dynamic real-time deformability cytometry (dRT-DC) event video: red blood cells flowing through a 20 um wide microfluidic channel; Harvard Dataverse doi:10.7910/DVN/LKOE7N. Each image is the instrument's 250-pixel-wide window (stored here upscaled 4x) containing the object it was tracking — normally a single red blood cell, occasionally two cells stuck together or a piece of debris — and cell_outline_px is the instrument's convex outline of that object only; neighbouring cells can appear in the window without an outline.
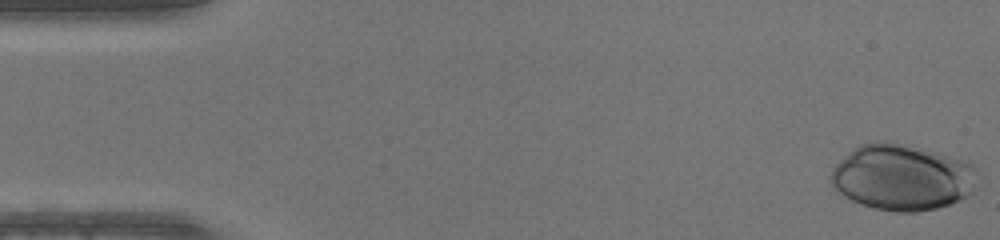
{"species": "human", "species_latin": "Homo sapiens", "temperature_condition": "warm", "stored_images_in_passage": 46, "camera_frame_rate_fps": 3000, "um_per_image_px": 0.085, "donor": {"sex": "male"}, "frame": {"image": 1, "passage_image": 1, "time_ms": 0.0, "image_size_px": [1000, 240], "cell_outline_px": [[984, 176], [968, 196], [960, 200], [936, 208], [916, 212], [896, 212], [876, 208], [860, 204], [844, 196], [832, 184], [832, 168], [852, 148], [860, 144], [876, 140], [888, 140], [924, 148], [972, 164]], "centroid_in_image_um": [76.74, 15.05], "position_along_channel_um": 8.3, "area_um2": 56.93}}
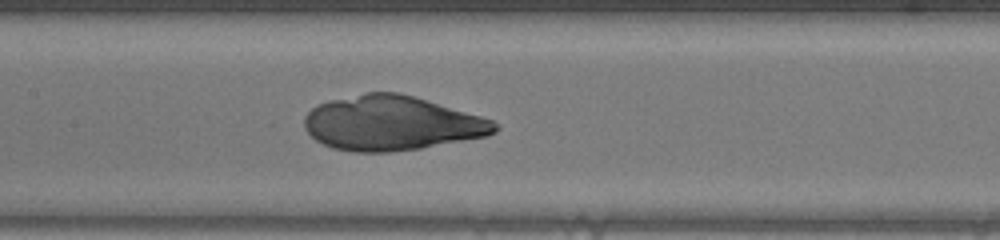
{"frame": {"image": 2, "passage_image": 22, "time_ms": 7.0, "image_size_px": [1000, 240], "cell_outline_px": [[500, 128], [496, 132], [484, 136], [420, 148], [388, 152], [356, 152], [332, 148], [316, 140], [304, 128], [304, 116], [316, 104], [328, 100], [368, 92], [396, 92], [412, 96], [480, 116], [492, 120], [500, 124]], "centroid_in_image_um": [33.25, 10.47], "position_along_channel_um": 174.2, "area_um2": 60.17}}
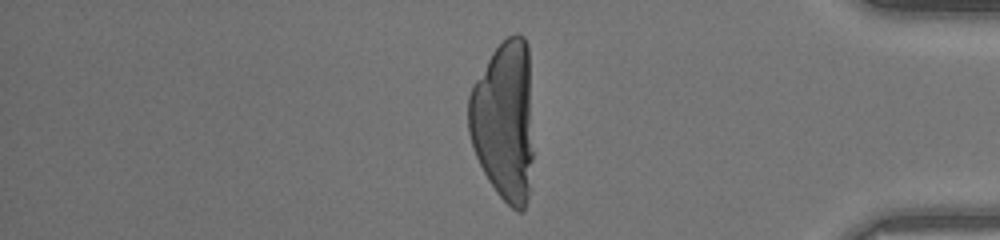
{"frame": {"image": 3, "passage_image": 39, "time_ms": 12.667, "image_size_px": [1000, 240], "cell_outline_px": [[532, 160], [528, 200], [524, 212], [516, 212], [496, 192], [488, 180], [472, 148], [468, 132], [468, 96], [472, 84], [492, 52], [508, 36], [516, 32], [524, 36], [528, 44], [532, 152]], "centroid_in_image_um": [42.84, 10.27], "position_along_channel_um": 392.4, "area_um2": 60.92}}